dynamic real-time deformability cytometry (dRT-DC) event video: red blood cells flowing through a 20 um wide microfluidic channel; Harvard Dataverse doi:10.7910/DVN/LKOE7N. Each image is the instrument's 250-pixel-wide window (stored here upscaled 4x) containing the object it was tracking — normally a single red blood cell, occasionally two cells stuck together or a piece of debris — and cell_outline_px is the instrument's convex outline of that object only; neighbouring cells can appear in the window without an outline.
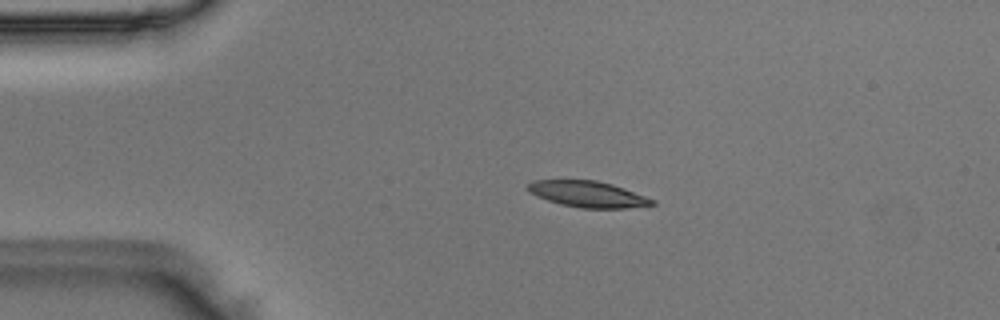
{"species": "Egyptian fruit bat (a non-hibernating species)", "species_latin": "Rousettus aegyptiacus", "temperature_condition": "room temperature", "stored_images_in_passage": 44, "camera_frame_rate_fps": 3000, "um_per_image_px": 0.085, "animal": {"sex": "male"}, "frame": {"image": 1, "passage_image": 4, "time_ms": 1.0, "image_size_px": [1000, 320], "cell_outline_px": [[656, 204], [624, 208], [580, 208], [560, 204], [548, 200], [528, 192], [528, 184], [532, 180], [596, 180], [612, 184], [624, 188], [656, 200]], "centroid_in_image_um": [49.97, 16.5], "position_along_channel_um": 35.0, "area_um2": 18.84}}
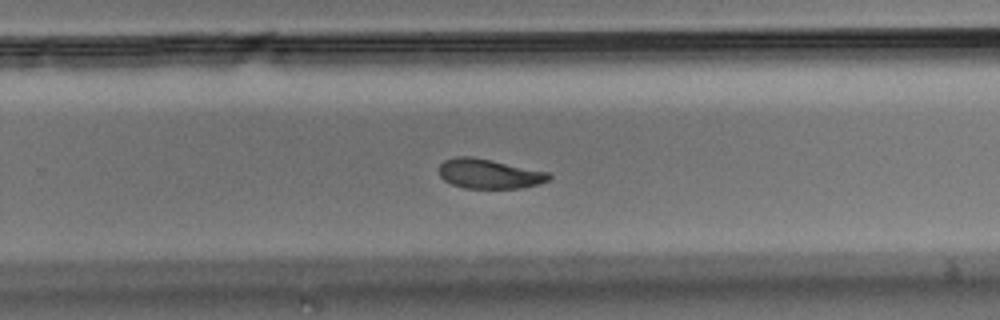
{"frame": {"image": 2, "passage_image": 26, "time_ms": 8.333, "image_size_px": [1000, 320], "cell_outline_px": [[552, 176], [548, 180], [540, 184], [520, 188], [464, 188], [452, 184], [444, 180], [440, 176], [440, 164], [444, 160], [456, 156], [472, 156], [492, 160], [548, 172]], "centroid_in_image_um": [41.57, 14.77], "position_along_channel_um": 288.2, "area_um2": 18.96}}
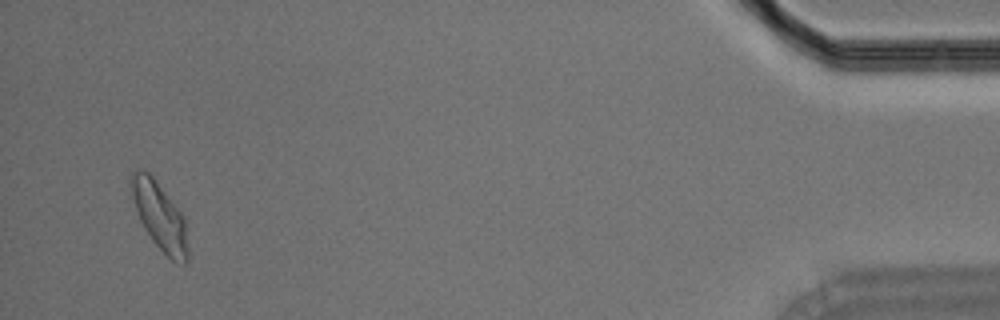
{"frame": {"image": 3, "passage_image": 42, "time_ms": 13.667, "image_size_px": [1000, 320], "cell_outline_px": [[188, 260], [184, 264], [176, 264], [152, 240], [144, 228], [140, 220], [128, 184], [128, 180], [132, 172], [148, 172], [156, 180], [184, 216], [188, 248]], "centroid_in_image_um": [13.58, 18.39], "position_along_channel_um": 421.6, "area_um2": 22.14}}